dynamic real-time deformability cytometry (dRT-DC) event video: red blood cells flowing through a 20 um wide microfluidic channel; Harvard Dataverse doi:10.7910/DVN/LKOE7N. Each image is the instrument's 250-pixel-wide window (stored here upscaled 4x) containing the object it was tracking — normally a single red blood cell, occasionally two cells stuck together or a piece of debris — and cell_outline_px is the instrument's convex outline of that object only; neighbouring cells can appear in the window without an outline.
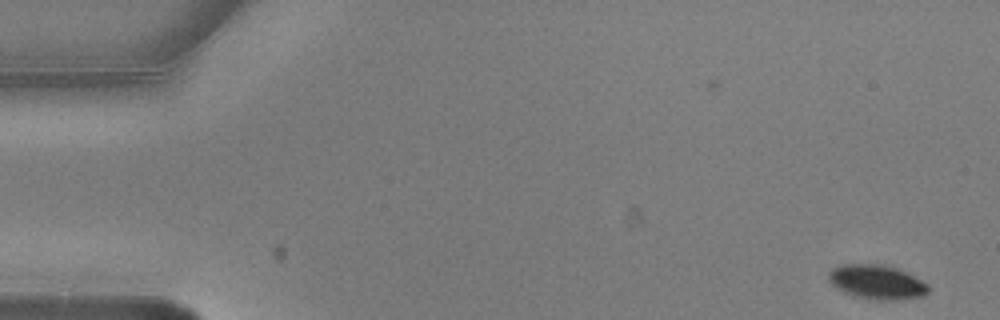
{"species": "common noctule bat (a hibernating species)", "species_latin": "Nyctalus noctula", "temperature_condition": "warm", "stored_images_in_passage": 4, "camera_frame_rate_fps": 3000, "um_per_image_px": 0.085, "animal": {"sex": "male", "body_mass_g": 20.5, "forearm_length_mm": 52.5}, "frame": {"image": 1, "passage_image": 1, "time_ms": 0.0, "image_size_px": [1000, 320], "cell_outline_px": [[928, 292], [924, 296], [892, 300], [868, 300], [852, 296], [836, 288], [828, 280], [828, 272], [832, 268], [844, 264], [876, 264], [896, 268], [928, 284]], "centroid_in_image_um": [74.48, 23.99], "position_along_channel_um": 10.5, "area_um2": 19.88}}
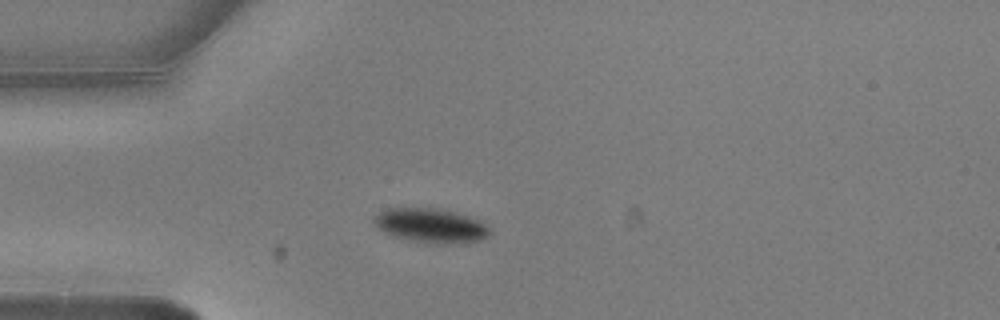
{"frame": {"image": 2, "passage_image": 4, "time_ms": 1.0, "image_size_px": [1000, 320], "cell_outline_px": [[492, 232], [488, 236], [480, 240], [456, 244], [428, 244], [408, 240], [392, 236], [384, 232], [372, 220], [372, 216], [388, 208], [436, 208], [456, 212], [476, 220], [484, 224]], "centroid_in_image_um": [36.59, 19.19], "position_along_channel_um": 48.4, "area_um2": 23.24}}